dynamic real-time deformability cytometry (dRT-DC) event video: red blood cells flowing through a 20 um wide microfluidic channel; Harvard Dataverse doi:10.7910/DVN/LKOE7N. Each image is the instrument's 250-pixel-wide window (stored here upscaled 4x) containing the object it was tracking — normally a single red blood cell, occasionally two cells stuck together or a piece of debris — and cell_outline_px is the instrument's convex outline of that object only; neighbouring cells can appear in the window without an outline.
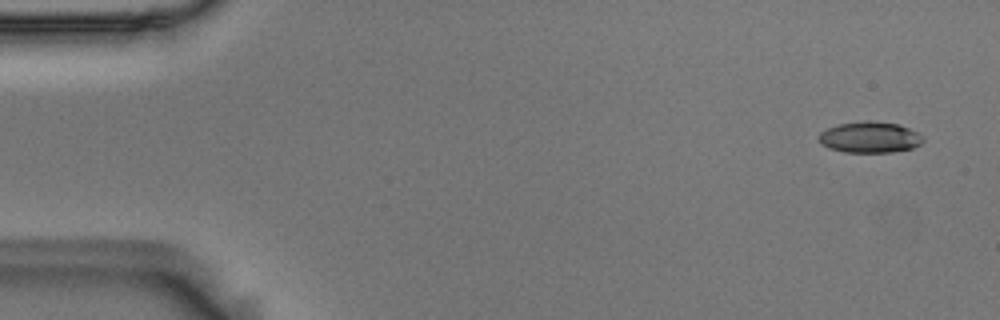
{"species": "Egyptian fruit bat (a non-hibernating species)", "species_latin": "Rousettus aegyptiacus", "temperature_condition": "room temperature", "stored_images_in_passage": 6, "segment_of_instrument_passage": [2, 2], "camera_frame_rate_fps": 3000, "um_per_image_px": 0.085, "animal": {"sex": "male"}, "frame": {"image": 1, "passage_image": 6, "time_ms": 1.667, "image_size_px": [1000, 320], "cell_outline_px": [[924, 140], [920, 144], [912, 148], [892, 152], [844, 152], [828, 148], [820, 144], [816, 140], [816, 136], [820, 132], [828, 128], [840, 124], [864, 120], [868, 120], [900, 124], [924, 136]], "centroid_in_image_um": [73.89, 11.67], "position_along_channel_um": 11.1, "area_um2": 19.13}}